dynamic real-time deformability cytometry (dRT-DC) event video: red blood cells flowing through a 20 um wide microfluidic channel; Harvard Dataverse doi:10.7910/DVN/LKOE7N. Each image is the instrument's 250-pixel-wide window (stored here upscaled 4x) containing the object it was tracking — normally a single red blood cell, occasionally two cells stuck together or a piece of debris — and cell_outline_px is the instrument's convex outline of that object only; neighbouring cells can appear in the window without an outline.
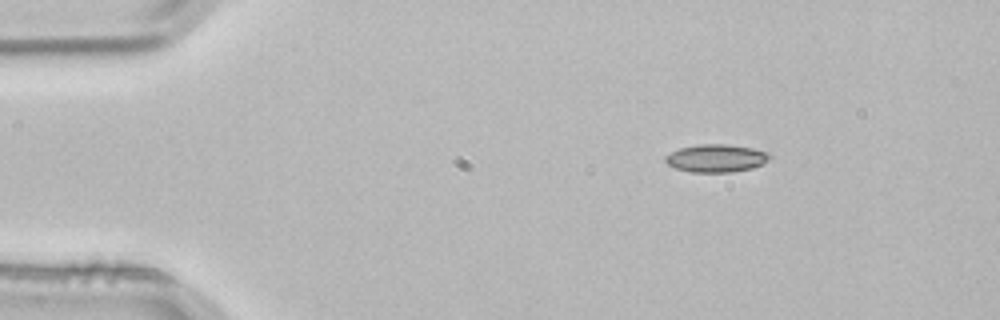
{"species": "common noctule bat (a hibernating species)", "species_latin": "Nyctalus noctula", "temperature_condition": "room temperature", "stored_images_in_passage": 5, "segment_of_instrument_passage": [2, 2], "camera_frame_rate_fps": 3000, "um_per_image_px": 0.085, "animal": {"sex": "male", "body_mass_g": 21.5, "forearm_length_mm": 52.0}, "frame": {"image": 1, "passage_image": 5, "time_ms": 1.333, "image_size_px": [1000, 320], "cell_outline_px": [[772, 156], [768, 160], [752, 168], [732, 172], [688, 172], [676, 168], [668, 164], [664, 160], [664, 156], [680, 148], [700, 144], [728, 144], [752, 148], [764, 152]], "centroid_in_image_um": [60.84, 13.45], "position_along_channel_um": 24.2, "area_um2": 16.76}}